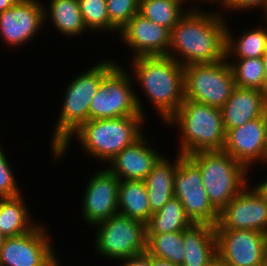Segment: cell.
I'll list each match as a JSON object with an SVG mask.
<instances>
[{"mask_svg":"<svg viewBox=\"0 0 267 266\" xmlns=\"http://www.w3.org/2000/svg\"><path fill=\"white\" fill-rule=\"evenodd\" d=\"M225 21L220 14L190 7L171 30L167 56L183 67L224 60L228 25Z\"/></svg>","mask_w":267,"mask_h":266,"instance_id":"1","label":"cell"},{"mask_svg":"<svg viewBox=\"0 0 267 266\" xmlns=\"http://www.w3.org/2000/svg\"><path fill=\"white\" fill-rule=\"evenodd\" d=\"M132 72L164 124L184 100V67L169 56L132 58Z\"/></svg>","mask_w":267,"mask_h":266,"instance_id":"2","label":"cell"},{"mask_svg":"<svg viewBox=\"0 0 267 266\" xmlns=\"http://www.w3.org/2000/svg\"><path fill=\"white\" fill-rule=\"evenodd\" d=\"M142 115L122 116L111 119H94L82 124L72 135L53 152L58 160L74 135L86 153L106 164L125 147L134 144L143 135L141 125L145 122Z\"/></svg>","mask_w":267,"mask_h":266,"instance_id":"3","label":"cell"},{"mask_svg":"<svg viewBox=\"0 0 267 266\" xmlns=\"http://www.w3.org/2000/svg\"><path fill=\"white\" fill-rule=\"evenodd\" d=\"M180 128L178 152L189 156L199 151L222 150L225 128L222 111L197 101L185 99L175 114L165 123Z\"/></svg>","mask_w":267,"mask_h":266,"instance_id":"4","label":"cell"},{"mask_svg":"<svg viewBox=\"0 0 267 266\" xmlns=\"http://www.w3.org/2000/svg\"><path fill=\"white\" fill-rule=\"evenodd\" d=\"M117 64L104 60L77 76L67 86L61 115L51 138L55 152L82 124L89 121V106L103 77Z\"/></svg>","mask_w":267,"mask_h":266,"instance_id":"5","label":"cell"},{"mask_svg":"<svg viewBox=\"0 0 267 266\" xmlns=\"http://www.w3.org/2000/svg\"><path fill=\"white\" fill-rule=\"evenodd\" d=\"M188 157L199 167L204 189L219 212L249 185L248 170L223 150L199 151Z\"/></svg>","mask_w":267,"mask_h":266,"instance_id":"6","label":"cell"},{"mask_svg":"<svg viewBox=\"0 0 267 266\" xmlns=\"http://www.w3.org/2000/svg\"><path fill=\"white\" fill-rule=\"evenodd\" d=\"M130 76V77H129ZM134 75L116 64L102 79L89 106V120L144 115L140 97L132 88Z\"/></svg>","mask_w":267,"mask_h":266,"instance_id":"7","label":"cell"},{"mask_svg":"<svg viewBox=\"0 0 267 266\" xmlns=\"http://www.w3.org/2000/svg\"><path fill=\"white\" fill-rule=\"evenodd\" d=\"M235 87L234 75L227 58L214 63L184 66L185 99L221 108Z\"/></svg>","mask_w":267,"mask_h":266,"instance_id":"8","label":"cell"},{"mask_svg":"<svg viewBox=\"0 0 267 266\" xmlns=\"http://www.w3.org/2000/svg\"><path fill=\"white\" fill-rule=\"evenodd\" d=\"M98 228L96 251L112 260L127 259L146 251V224L119 212L95 224Z\"/></svg>","mask_w":267,"mask_h":266,"instance_id":"9","label":"cell"},{"mask_svg":"<svg viewBox=\"0 0 267 266\" xmlns=\"http://www.w3.org/2000/svg\"><path fill=\"white\" fill-rule=\"evenodd\" d=\"M174 197L183 204L192 224H217L219 211L208 198L199 167L186 155L180 158L176 168Z\"/></svg>","mask_w":267,"mask_h":266,"instance_id":"10","label":"cell"},{"mask_svg":"<svg viewBox=\"0 0 267 266\" xmlns=\"http://www.w3.org/2000/svg\"><path fill=\"white\" fill-rule=\"evenodd\" d=\"M217 257L226 266L267 264V234L242 229H222L215 225Z\"/></svg>","mask_w":267,"mask_h":266,"instance_id":"11","label":"cell"},{"mask_svg":"<svg viewBox=\"0 0 267 266\" xmlns=\"http://www.w3.org/2000/svg\"><path fill=\"white\" fill-rule=\"evenodd\" d=\"M43 225L6 237L0 249V266H51L56 253Z\"/></svg>","mask_w":267,"mask_h":266,"instance_id":"12","label":"cell"},{"mask_svg":"<svg viewBox=\"0 0 267 266\" xmlns=\"http://www.w3.org/2000/svg\"><path fill=\"white\" fill-rule=\"evenodd\" d=\"M222 229L254 230L267 234V201L254 186L246 185L219 212Z\"/></svg>","mask_w":267,"mask_h":266,"instance_id":"13","label":"cell"},{"mask_svg":"<svg viewBox=\"0 0 267 266\" xmlns=\"http://www.w3.org/2000/svg\"><path fill=\"white\" fill-rule=\"evenodd\" d=\"M43 4L38 0H18L0 13V36L7 45L20 47L42 28Z\"/></svg>","mask_w":267,"mask_h":266,"instance_id":"14","label":"cell"},{"mask_svg":"<svg viewBox=\"0 0 267 266\" xmlns=\"http://www.w3.org/2000/svg\"><path fill=\"white\" fill-rule=\"evenodd\" d=\"M97 172L89 179L82 202V217L94 227L118 213L120 185V180L107 167Z\"/></svg>","mask_w":267,"mask_h":266,"instance_id":"15","label":"cell"},{"mask_svg":"<svg viewBox=\"0 0 267 266\" xmlns=\"http://www.w3.org/2000/svg\"><path fill=\"white\" fill-rule=\"evenodd\" d=\"M267 140V114L225 134L223 151L250 170L253 163L264 161Z\"/></svg>","mask_w":267,"mask_h":266,"instance_id":"16","label":"cell"},{"mask_svg":"<svg viewBox=\"0 0 267 266\" xmlns=\"http://www.w3.org/2000/svg\"><path fill=\"white\" fill-rule=\"evenodd\" d=\"M120 39L140 56H167L171 31L137 13L121 30Z\"/></svg>","mask_w":267,"mask_h":266,"instance_id":"17","label":"cell"},{"mask_svg":"<svg viewBox=\"0 0 267 266\" xmlns=\"http://www.w3.org/2000/svg\"><path fill=\"white\" fill-rule=\"evenodd\" d=\"M148 145V146H147ZM153 147L149 146L143 136L134 144L125 147L112 158L108 170L120 181L144 180L152 171L153 166L162 156Z\"/></svg>","mask_w":267,"mask_h":266,"instance_id":"18","label":"cell"},{"mask_svg":"<svg viewBox=\"0 0 267 266\" xmlns=\"http://www.w3.org/2000/svg\"><path fill=\"white\" fill-rule=\"evenodd\" d=\"M225 131L267 114V93L258 89L235 87L221 107Z\"/></svg>","mask_w":267,"mask_h":266,"instance_id":"19","label":"cell"},{"mask_svg":"<svg viewBox=\"0 0 267 266\" xmlns=\"http://www.w3.org/2000/svg\"><path fill=\"white\" fill-rule=\"evenodd\" d=\"M182 266H207L217 257L215 226L192 224L183 230Z\"/></svg>","mask_w":267,"mask_h":266,"instance_id":"20","label":"cell"},{"mask_svg":"<svg viewBox=\"0 0 267 266\" xmlns=\"http://www.w3.org/2000/svg\"><path fill=\"white\" fill-rule=\"evenodd\" d=\"M182 156L183 154L178 153L175 162L171 163L162 155L143 180L152 213L159 211L168 200L174 197L175 173Z\"/></svg>","mask_w":267,"mask_h":266,"instance_id":"21","label":"cell"},{"mask_svg":"<svg viewBox=\"0 0 267 266\" xmlns=\"http://www.w3.org/2000/svg\"><path fill=\"white\" fill-rule=\"evenodd\" d=\"M118 212L147 224L153 214L150 209L145 182L122 180L118 192Z\"/></svg>","mask_w":267,"mask_h":266,"instance_id":"22","label":"cell"},{"mask_svg":"<svg viewBox=\"0 0 267 266\" xmlns=\"http://www.w3.org/2000/svg\"><path fill=\"white\" fill-rule=\"evenodd\" d=\"M22 194L3 198L0 201V232L6 237L17 236L32 231L38 224H32L27 204Z\"/></svg>","mask_w":267,"mask_h":266,"instance_id":"23","label":"cell"},{"mask_svg":"<svg viewBox=\"0 0 267 266\" xmlns=\"http://www.w3.org/2000/svg\"><path fill=\"white\" fill-rule=\"evenodd\" d=\"M48 7L49 12L44 10V21L49 13L51 22L61 34L75 37L87 29L78 0H51Z\"/></svg>","mask_w":267,"mask_h":266,"instance_id":"24","label":"cell"},{"mask_svg":"<svg viewBox=\"0 0 267 266\" xmlns=\"http://www.w3.org/2000/svg\"><path fill=\"white\" fill-rule=\"evenodd\" d=\"M231 34V30L226 26L227 59L232 55L235 59L261 58L267 51L266 26L243 32L239 38H234Z\"/></svg>","mask_w":267,"mask_h":266,"instance_id":"25","label":"cell"},{"mask_svg":"<svg viewBox=\"0 0 267 266\" xmlns=\"http://www.w3.org/2000/svg\"><path fill=\"white\" fill-rule=\"evenodd\" d=\"M192 225L187 218L183 204L173 197L159 211L153 213L146 224L147 234H164L186 230Z\"/></svg>","mask_w":267,"mask_h":266,"instance_id":"26","label":"cell"},{"mask_svg":"<svg viewBox=\"0 0 267 266\" xmlns=\"http://www.w3.org/2000/svg\"><path fill=\"white\" fill-rule=\"evenodd\" d=\"M187 0H140L138 13L170 31L186 14L183 10Z\"/></svg>","mask_w":267,"mask_h":266,"instance_id":"27","label":"cell"},{"mask_svg":"<svg viewBox=\"0 0 267 266\" xmlns=\"http://www.w3.org/2000/svg\"><path fill=\"white\" fill-rule=\"evenodd\" d=\"M146 251L151 255L182 266L184 261L183 231L147 234Z\"/></svg>","mask_w":267,"mask_h":266,"instance_id":"28","label":"cell"},{"mask_svg":"<svg viewBox=\"0 0 267 266\" xmlns=\"http://www.w3.org/2000/svg\"><path fill=\"white\" fill-rule=\"evenodd\" d=\"M238 61V62H237ZM229 61L236 87L258 89L267 93V81L263 57Z\"/></svg>","mask_w":267,"mask_h":266,"instance_id":"29","label":"cell"},{"mask_svg":"<svg viewBox=\"0 0 267 266\" xmlns=\"http://www.w3.org/2000/svg\"><path fill=\"white\" fill-rule=\"evenodd\" d=\"M81 15L83 17L86 28L107 32L119 31L110 23L106 0H78Z\"/></svg>","mask_w":267,"mask_h":266,"instance_id":"30","label":"cell"},{"mask_svg":"<svg viewBox=\"0 0 267 266\" xmlns=\"http://www.w3.org/2000/svg\"><path fill=\"white\" fill-rule=\"evenodd\" d=\"M110 23L120 30L138 13L139 0H106Z\"/></svg>","mask_w":267,"mask_h":266,"instance_id":"31","label":"cell"},{"mask_svg":"<svg viewBox=\"0 0 267 266\" xmlns=\"http://www.w3.org/2000/svg\"><path fill=\"white\" fill-rule=\"evenodd\" d=\"M0 148V195L3 198H11L21 195L10 163Z\"/></svg>","mask_w":267,"mask_h":266,"instance_id":"32","label":"cell"},{"mask_svg":"<svg viewBox=\"0 0 267 266\" xmlns=\"http://www.w3.org/2000/svg\"><path fill=\"white\" fill-rule=\"evenodd\" d=\"M222 6H224L222 8L225 9L229 8L227 11H244L251 8L254 9L255 7L260 6L263 9L262 11L264 12V16L267 15V0H225Z\"/></svg>","mask_w":267,"mask_h":266,"instance_id":"33","label":"cell"},{"mask_svg":"<svg viewBox=\"0 0 267 266\" xmlns=\"http://www.w3.org/2000/svg\"><path fill=\"white\" fill-rule=\"evenodd\" d=\"M121 261V266H151V255L145 251L143 253L133 255L127 259H122Z\"/></svg>","mask_w":267,"mask_h":266,"instance_id":"34","label":"cell"},{"mask_svg":"<svg viewBox=\"0 0 267 266\" xmlns=\"http://www.w3.org/2000/svg\"><path fill=\"white\" fill-rule=\"evenodd\" d=\"M151 266H178V265H175L174 263L168 260L151 256Z\"/></svg>","mask_w":267,"mask_h":266,"instance_id":"35","label":"cell"},{"mask_svg":"<svg viewBox=\"0 0 267 266\" xmlns=\"http://www.w3.org/2000/svg\"><path fill=\"white\" fill-rule=\"evenodd\" d=\"M18 0H0V13L11 8Z\"/></svg>","mask_w":267,"mask_h":266,"instance_id":"36","label":"cell"},{"mask_svg":"<svg viewBox=\"0 0 267 266\" xmlns=\"http://www.w3.org/2000/svg\"><path fill=\"white\" fill-rule=\"evenodd\" d=\"M255 186L259 190V192L265 197L267 201V179L265 181H262V183H259L258 185H255Z\"/></svg>","mask_w":267,"mask_h":266,"instance_id":"37","label":"cell"},{"mask_svg":"<svg viewBox=\"0 0 267 266\" xmlns=\"http://www.w3.org/2000/svg\"><path fill=\"white\" fill-rule=\"evenodd\" d=\"M207 266H226V265L218 257H216Z\"/></svg>","mask_w":267,"mask_h":266,"instance_id":"38","label":"cell"},{"mask_svg":"<svg viewBox=\"0 0 267 266\" xmlns=\"http://www.w3.org/2000/svg\"><path fill=\"white\" fill-rule=\"evenodd\" d=\"M187 1H189V0H187ZM190 1H191V0H190ZM193 1H194V0H193ZM196 1H197V2H198V1H203V2H205V3H206V2H209V4L212 3V2H213L212 4L218 2V4L221 3V7H222L223 3L225 2V0H195V2H196Z\"/></svg>","mask_w":267,"mask_h":266,"instance_id":"39","label":"cell"},{"mask_svg":"<svg viewBox=\"0 0 267 266\" xmlns=\"http://www.w3.org/2000/svg\"><path fill=\"white\" fill-rule=\"evenodd\" d=\"M263 60H264V64H265V75H266V81H267V51L263 55Z\"/></svg>","mask_w":267,"mask_h":266,"instance_id":"40","label":"cell"},{"mask_svg":"<svg viewBox=\"0 0 267 266\" xmlns=\"http://www.w3.org/2000/svg\"><path fill=\"white\" fill-rule=\"evenodd\" d=\"M6 236L0 232V249L5 241Z\"/></svg>","mask_w":267,"mask_h":266,"instance_id":"41","label":"cell"},{"mask_svg":"<svg viewBox=\"0 0 267 266\" xmlns=\"http://www.w3.org/2000/svg\"><path fill=\"white\" fill-rule=\"evenodd\" d=\"M59 265H60V263L58 261V258H57V256H55L54 259H53V261H52L51 266H59Z\"/></svg>","mask_w":267,"mask_h":266,"instance_id":"42","label":"cell"},{"mask_svg":"<svg viewBox=\"0 0 267 266\" xmlns=\"http://www.w3.org/2000/svg\"><path fill=\"white\" fill-rule=\"evenodd\" d=\"M267 164V140H266V149H265V153H264V162L263 164Z\"/></svg>","mask_w":267,"mask_h":266,"instance_id":"43","label":"cell"}]
</instances>
